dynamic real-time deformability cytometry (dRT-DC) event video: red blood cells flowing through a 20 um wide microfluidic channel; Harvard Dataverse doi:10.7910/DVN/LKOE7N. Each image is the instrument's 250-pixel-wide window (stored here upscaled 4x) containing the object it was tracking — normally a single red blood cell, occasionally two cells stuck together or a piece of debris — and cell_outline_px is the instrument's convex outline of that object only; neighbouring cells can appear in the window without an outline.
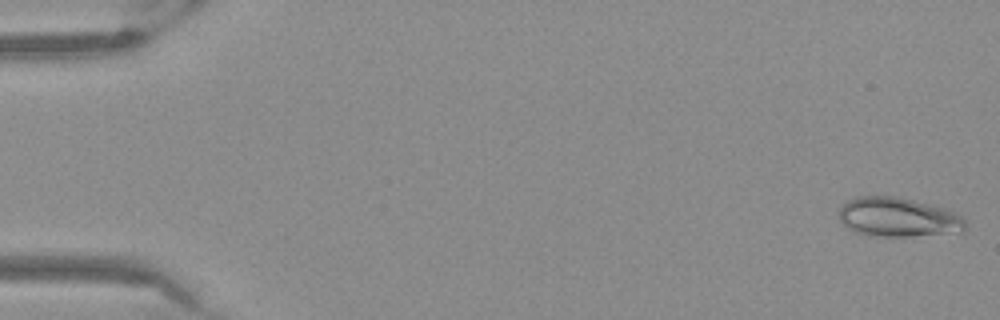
{"species": "Egyptian fruit bat (a non-hibernating species)", "species_latin": "Rousettus aegyptiacus", "temperature_condition": "warm", "stored_images_in_passage": 52, "camera_frame_rate_fps": 3000, "um_per_image_px": 0.085, "frame": {"image": 1, "passage_image": 1, "time_ms": 0.0, "image_size_px": [1000, 320], "cell_outline_px": [[964, 228], [960, 232], [908, 236], [880, 236], [856, 232], [848, 228], [840, 220], [840, 208], [848, 200], [856, 196], [896, 196], [944, 208], [960, 216], [964, 220]], "centroid_in_image_um": [76.3, 18.45], "position_along_channel_um": 8.7, "area_um2": 28.38}}
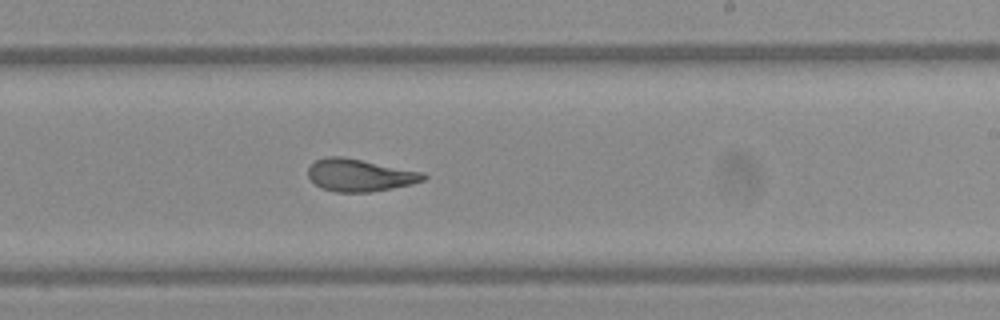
{"frame": {"image": 2, "passage_image": 32, "time_ms": 10.333, "image_size_px": [1000, 320], "cell_outline_px": [[428, 176], [424, 180], [412, 184], [368, 192], [336, 192], [320, 188], [308, 176], [308, 168], [316, 160], [324, 156], [344, 156], [424, 172]], "centroid_in_image_um": [30.58, 14.87], "position_along_channel_um": 258.4, "area_um2": 21.85}}
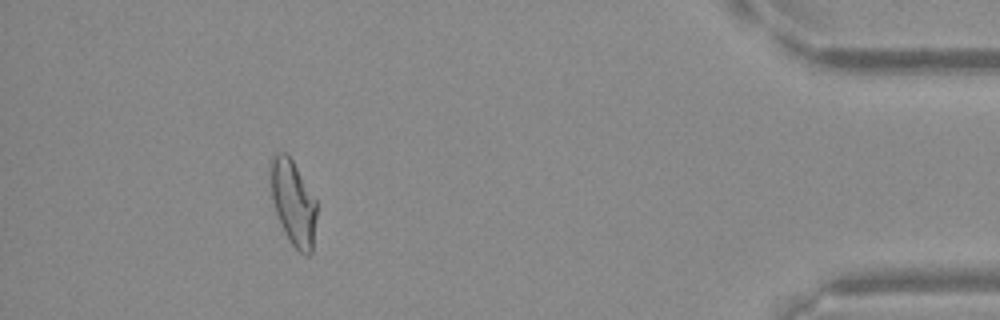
{"frame": {"image": 3, "passage_image": 48, "time_ms": 15.667, "image_size_px": [1000, 320], "cell_outline_px": [[316, 216], [312, 252], [308, 256], [300, 252], [288, 240], [284, 232], [276, 212], [272, 196], [268, 168], [268, 164], [272, 156], [276, 152], [288, 152], [316, 200]], "centroid_in_image_um": [24.89, 17.17], "position_along_channel_um": 410.3, "area_um2": 23.06}}